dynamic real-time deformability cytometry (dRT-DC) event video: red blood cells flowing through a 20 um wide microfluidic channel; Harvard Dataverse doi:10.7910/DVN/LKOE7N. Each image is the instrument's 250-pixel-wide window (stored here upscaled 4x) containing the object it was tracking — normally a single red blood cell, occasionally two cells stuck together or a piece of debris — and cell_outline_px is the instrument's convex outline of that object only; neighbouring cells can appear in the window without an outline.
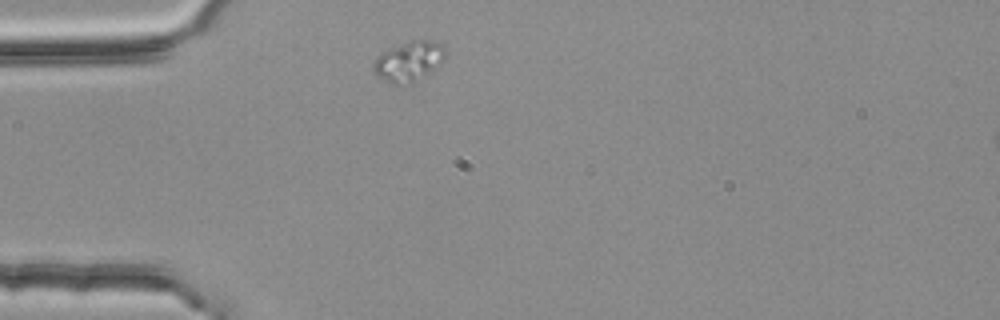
{"species": "common noctule bat (a hibernating species)", "species_latin": "Nyctalus noctula", "temperature_condition": "room temperature", "stored_images_in_passage": 1, "camera_frame_rate_fps": 3000, "um_per_image_px": 0.085, "animal": {"sex": "female", "body_mass_g": 25.1}, "frame": {"image": 1, "passage_image": 1, "time_ms": 0.0, "image_size_px": [1000, 320], "cell_outline_px": [[448, 52], [444, 60], [440, 64], [428, 72], [408, 84], [392, 84], [372, 72], [372, 64], [376, 56], [388, 48], [412, 40], [432, 40], [444, 44]], "centroid_in_image_um": [34.75, 5.17], "position_along_channel_um": 50.2, "area_um2": 16.88}}